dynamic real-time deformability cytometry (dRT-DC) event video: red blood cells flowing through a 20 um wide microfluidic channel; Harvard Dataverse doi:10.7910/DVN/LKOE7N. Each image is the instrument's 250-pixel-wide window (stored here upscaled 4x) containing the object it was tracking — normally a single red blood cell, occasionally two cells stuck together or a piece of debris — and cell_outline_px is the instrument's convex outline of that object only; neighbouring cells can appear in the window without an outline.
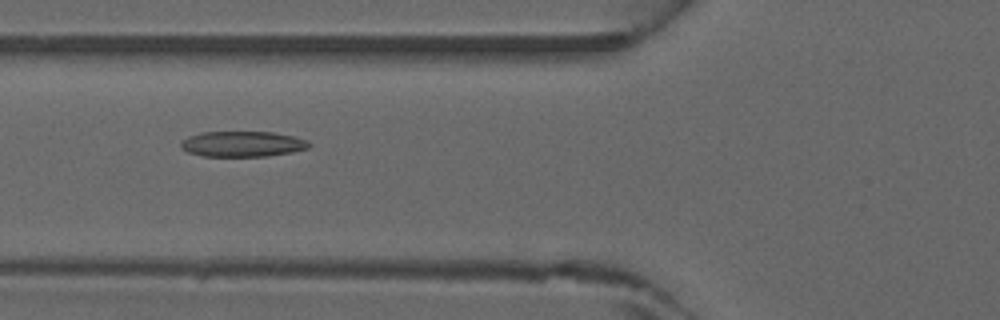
{"species": "common noctule bat (a hibernating species)", "species_latin": "Nyctalus noctula", "temperature_condition": "warm", "stored_images_in_passage": 46, "camera_frame_rate_fps": 3000, "um_per_image_px": 0.085, "animal": {"sex": "male", "forearm_length_mm": 52.5}, "frame": {"image": 1, "passage_image": 18, "time_ms": 5.667, "image_size_px": [1000, 320], "cell_outline_px": [[312, 144], [308, 148], [292, 152], [268, 156], [204, 156], [188, 152], [180, 148], [180, 144], [188, 136], [200, 132], [272, 132], [292, 136], [308, 140]], "centroid_in_image_um": [20.62, 12.24], "position_along_channel_um": 105.2, "area_um2": 19.07}}
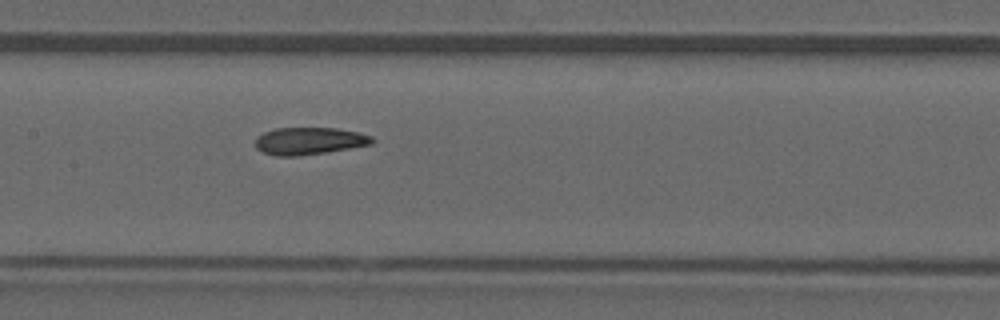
{"frame": {"image": 2, "passage_image": 23, "time_ms": 7.333, "image_size_px": [1000, 320], "cell_outline_px": [[372, 144], [300, 156], [276, 156], [264, 152], [256, 148], [252, 144], [256, 136], [264, 132], [276, 128], [336, 128], [356, 132], [372, 136]], "centroid_in_image_um": [26.19, 11.98], "position_along_channel_um": 181.2, "area_um2": 18.5}}
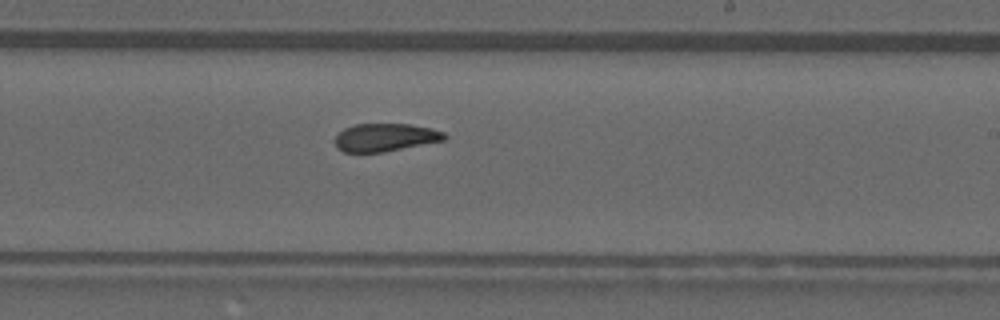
{"frame": {"image": 3, "passage_image": 28, "time_ms": 9.0, "image_size_px": [1000, 320], "cell_outline_px": [[448, 136], [444, 140], [384, 152], [344, 152], [336, 148], [332, 140], [344, 128], [356, 124], [408, 124], [432, 128], [444, 132]], "centroid_in_image_um": [32.71, 11.68], "position_along_channel_um": 256.3, "area_um2": 17.92}}